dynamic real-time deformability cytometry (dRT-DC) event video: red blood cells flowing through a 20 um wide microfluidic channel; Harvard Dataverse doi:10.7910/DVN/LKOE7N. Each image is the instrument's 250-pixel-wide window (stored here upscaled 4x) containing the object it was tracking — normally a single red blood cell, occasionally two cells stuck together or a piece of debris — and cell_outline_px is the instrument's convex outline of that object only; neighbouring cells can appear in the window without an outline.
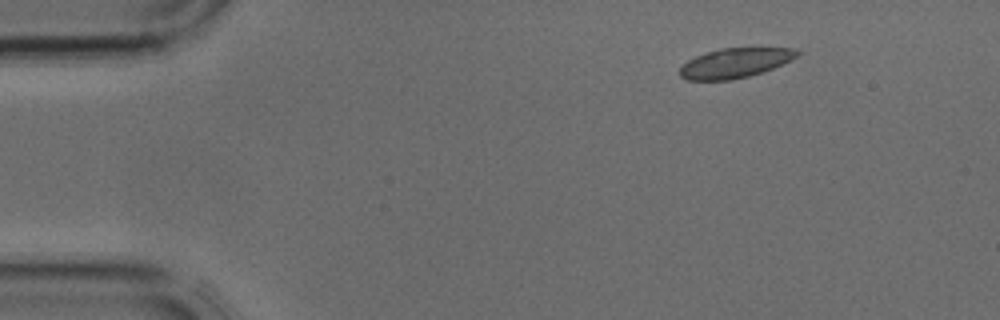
{"species": "common noctule bat (a hibernating species)", "species_latin": "Nyctalus noctula", "temperature_condition": "cold", "stored_images_in_passage": 5, "segment_of_instrument_passage": [2, 2], "camera_frame_rate_fps": 3000, "um_per_image_px": 0.085, "animal": {"sex": "male", "body_mass_g": 17.9, "forearm_length_mm": 54.2}, "frame": {"image": 1, "passage_image": 5, "time_ms": 1.333, "image_size_px": [1000, 320], "cell_outline_px": [[800, 52], [796, 56], [772, 68], [748, 76], [728, 80], [688, 80], [680, 76], [680, 68], [688, 60], [696, 56], [720, 48], [760, 44], [796, 48]], "centroid_in_image_um": [62.55, 5.28], "position_along_channel_um": 22.5, "area_um2": 20.92}}